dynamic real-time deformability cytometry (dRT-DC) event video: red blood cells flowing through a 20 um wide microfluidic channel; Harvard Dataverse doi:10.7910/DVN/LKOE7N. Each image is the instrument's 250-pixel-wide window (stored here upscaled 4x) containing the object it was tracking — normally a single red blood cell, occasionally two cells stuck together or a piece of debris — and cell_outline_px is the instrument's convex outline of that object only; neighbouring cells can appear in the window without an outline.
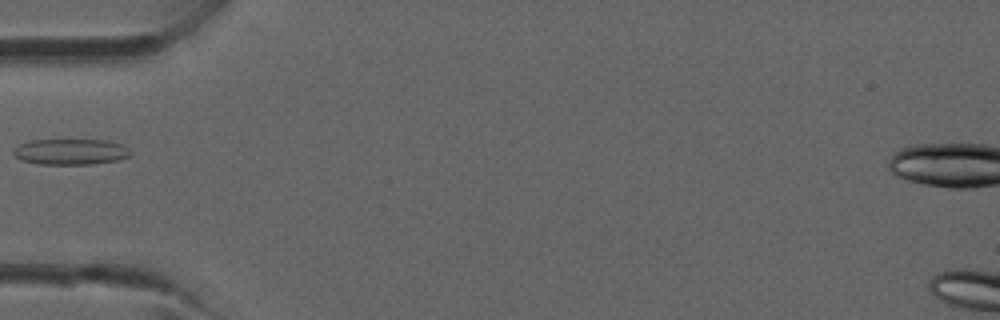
{"species": "common noctule bat (a hibernating species)", "species_latin": "Nyctalus noctula", "temperature_condition": "room temperature", "stored_images_in_passage": 28, "camera_frame_rate_fps": 3000, "um_per_image_px": 0.085, "animal": {"sex": "male", "forearm_length_mm": 52.5}, "frame": {"image": 1, "passage_image": 1, "time_ms": 0.0, "image_size_px": [1000, 320], "cell_outline_px": [[132, 156], [116, 160], [92, 164], [40, 164], [20, 160], [12, 152], [12, 148], [28, 140], [104, 140], [120, 144], [132, 152]], "centroid_in_image_um": [5.96, 12.9], "position_along_channel_um": 79.0, "area_um2": 17.63}}
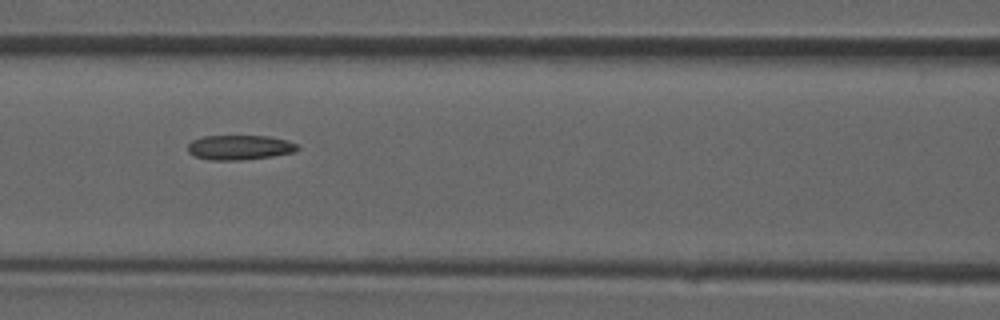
{"frame": {"image": 2, "passage_image": 5, "time_ms": 1.333, "image_size_px": [1000, 320], "cell_outline_px": [[300, 148], [296, 152], [272, 156], [240, 160], [212, 160], [196, 156], [188, 152], [188, 144], [192, 140], [204, 136], [268, 136], [288, 140], [296, 144]], "centroid_in_image_um": [20.39, 12.53], "position_along_channel_um": 146.2, "area_um2": 15.78}}
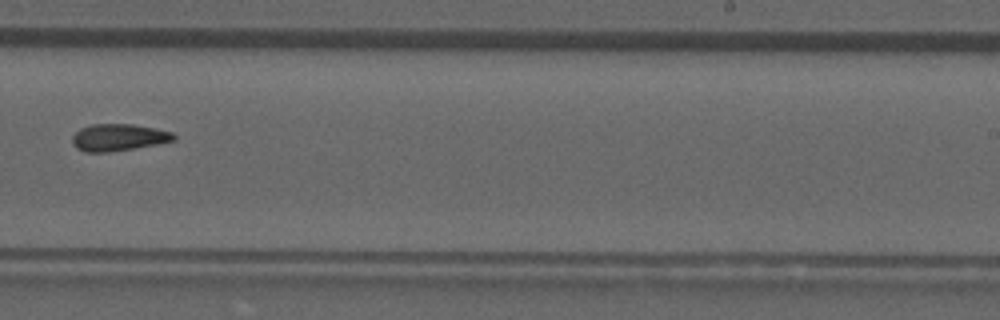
{"frame": {"image": 3, "passage_image": 13, "time_ms": 4.0, "image_size_px": [1000, 320], "cell_outline_px": [[176, 140], [156, 144], [108, 152], [84, 152], [76, 148], [72, 144], [72, 136], [80, 128], [92, 124], [132, 124], [172, 132], [176, 136]], "centroid_in_image_um": [10.03, 11.68], "position_along_channel_um": 279.0, "area_um2": 15.84}}